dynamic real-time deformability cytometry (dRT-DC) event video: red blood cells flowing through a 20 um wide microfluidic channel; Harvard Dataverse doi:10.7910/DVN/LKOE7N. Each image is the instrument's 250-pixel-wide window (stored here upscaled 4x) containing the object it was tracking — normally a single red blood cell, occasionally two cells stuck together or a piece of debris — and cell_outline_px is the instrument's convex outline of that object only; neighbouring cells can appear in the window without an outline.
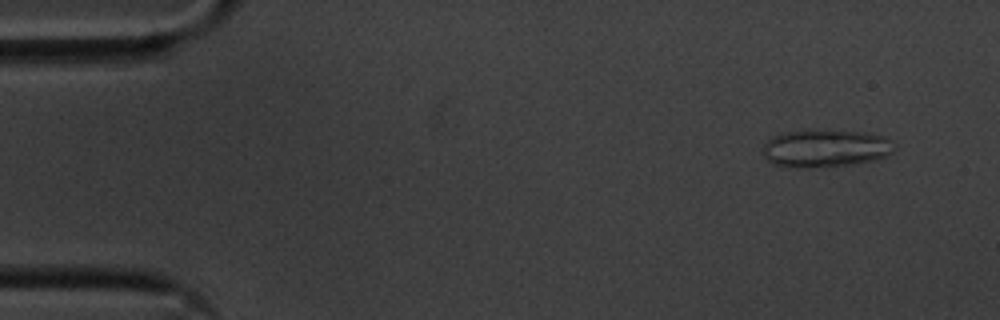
{"species": "common noctule bat (a hibernating species)", "species_latin": "Nyctalus noctula", "temperature_condition": "cold", "stored_images_in_passage": 12, "camera_frame_rate_fps": 3000, "um_per_image_px": 0.085, "animal": {"sex": "male", "body_mass_g": 20.1, "forearm_length_mm": 53.5}, "frame": {"image": 1, "passage_image": 4, "time_ms": 1.0, "image_size_px": [1000, 320], "cell_outline_px": [[896, 148], [892, 152], [884, 156], [872, 160], [852, 164], [808, 168], [792, 168], [772, 164], [764, 156], [760, 148], [772, 136], [784, 132], [804, 128], [808, 128], [868, 132], [884, 136], [892, 140]], "centroid_in_image_um": [70.11, 12.57], "position_along_channel_um": 14.9, "area_um2": 29.77}}